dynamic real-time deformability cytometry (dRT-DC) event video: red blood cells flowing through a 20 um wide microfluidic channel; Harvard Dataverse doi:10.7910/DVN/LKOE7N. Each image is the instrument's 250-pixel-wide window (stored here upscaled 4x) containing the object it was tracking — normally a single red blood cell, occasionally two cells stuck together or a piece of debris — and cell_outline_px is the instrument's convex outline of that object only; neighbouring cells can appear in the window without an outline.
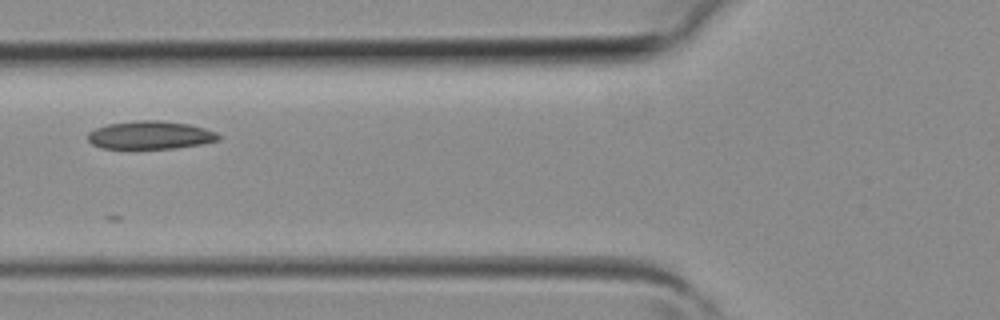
{"species": "common noctule bat (a hibernating species)", "species_latin": "Nyctalus noctula", "temperature_condition": "room temperature", "stored_images_in_passage": 5, "camera_frame_rate_fps": 3000, "um_per_image_px": 0.085, "animal": {"sex": "female", "body_mass_g": 19.3, "forearm_length_mm": 54.1}, "frame": {"image": 1, "passage_image": 5, "time_ms": 1.333, "image_size_px": [1000, 320], "cell_outline_px": [[220, 140], [200, 144], [176, 148], [100, 148], [92, 144], [88, 140], [88, 132], [96, 128], [108, 124], [136, 120], [160, 120], [188, 124], [204, 128], [216, 132], [220, 136]], "centroid_in_image_um": [12.77, 11.48], "position_along_channel_um": 113.0, "area_um2": 21.33}}